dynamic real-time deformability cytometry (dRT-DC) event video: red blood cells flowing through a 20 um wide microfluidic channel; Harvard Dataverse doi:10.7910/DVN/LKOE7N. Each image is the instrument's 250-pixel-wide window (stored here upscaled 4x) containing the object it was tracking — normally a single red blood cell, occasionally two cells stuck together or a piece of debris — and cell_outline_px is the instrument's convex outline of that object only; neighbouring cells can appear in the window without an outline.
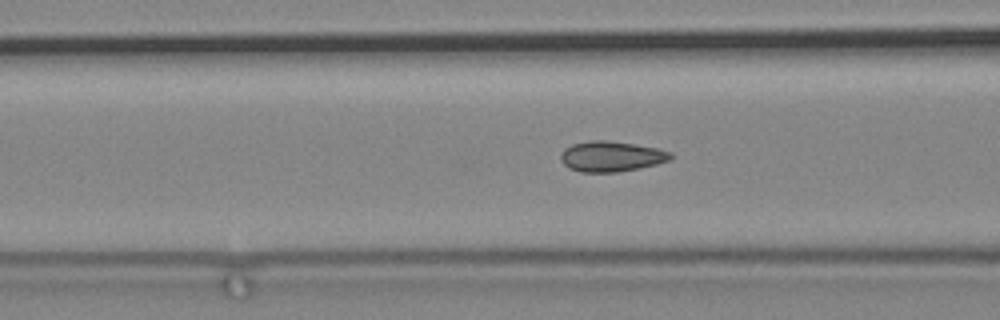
{"species": "common noctule bat (a hibernating species)", "species_latin": "Nyctalus noctula", "temperature_condition": "cold", "stored_images_in_passage": 45, "camera_frame_rate_fps": 3000, "um_per_image_px": 0.085, "animal": {"sex": "male", "body_mass_g": 19.2, "forearm_length_mm": 51.8}, "frame": {"image": 1, "passage_image": 15, "time_ms": 4.667, "image_size_px": [1000, 320], "cell_outline_px": [[672, 160], [656, 164], [616, 172], [580, 172], [568, 168], [560, 160], [560, 156], [564, 148], [572, 144], [588, 140], [608, 140], [656, 148], [672, 152]], "centroid_in_image_um": [51.92, 13.29], "position_along_channel_um": 114.7, "area_um2": 19.48}}
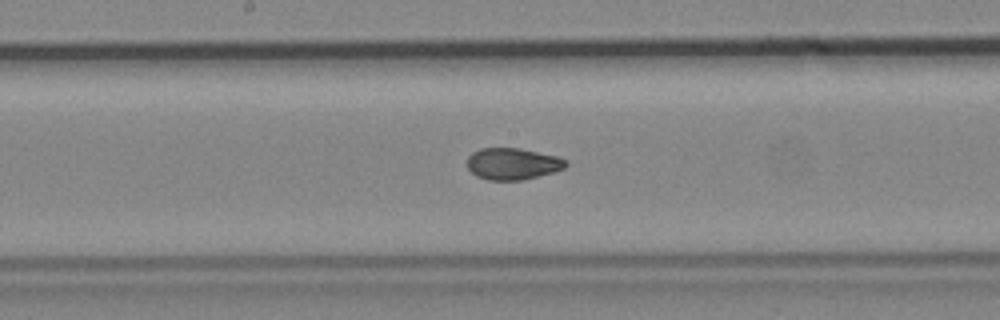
{"frame": {"image": 2, "passage_image": 24, "time_ms": 7.667, "image_size_px": [1000, 320], "cell_outline_px": [[568, 164], [564, 168], [552, 172], [524, 180], [488, 180], [476, 176], [468, 168], [468, 156], [472, 152], [480, 148], [520, 148], [556, 156], [568, 160]], "centroid_in_image_um": [43.57, 13.92], "position_along_channel_um": 204.6, "area_um2": 18.21}}
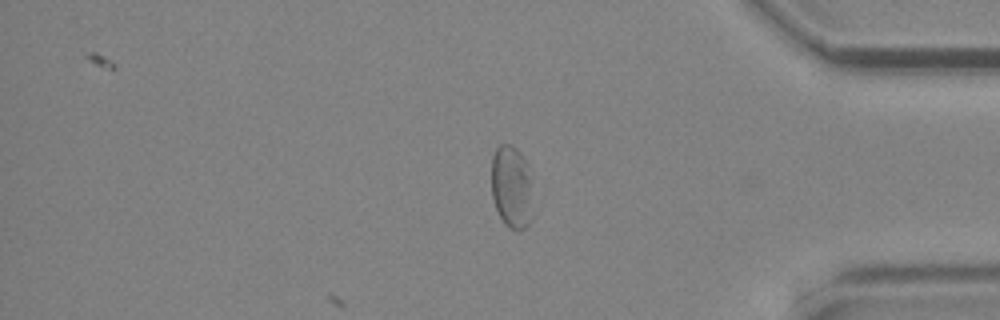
{"frame": {"image": 3, "passage_image": 45, "time_ms": 14.667, "image_size_px": [1000, 320], "cell_outline_px": [[532, 216], [528, 224], [524, 228], [508, 228], [504, 224], [496, 208], [492, 196], [492, 156], [496, 148], [500, 144], [512, 144], [524, 156], [528, 164]], "centroid_in_image_um": [43.47, 15.85], "position_along_channel_um": 391.7, "area_um2": 19.88}}